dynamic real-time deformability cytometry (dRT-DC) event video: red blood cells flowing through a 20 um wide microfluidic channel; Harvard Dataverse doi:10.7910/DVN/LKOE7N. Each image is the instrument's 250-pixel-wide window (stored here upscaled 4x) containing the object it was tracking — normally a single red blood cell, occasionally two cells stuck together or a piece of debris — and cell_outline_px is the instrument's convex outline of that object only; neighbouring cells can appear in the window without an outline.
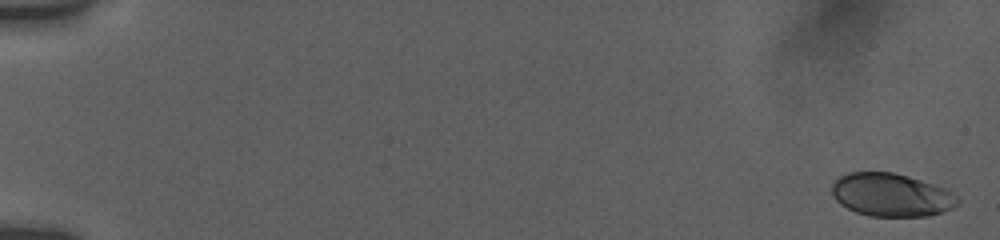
{"species": "human", "species_latin": "Homo sapiens", "temperature_condition": "room temperature", "stored_images_in_passage": 16, "camera_frame_rate_fps": 3000, "um_per_image_px": 0.085, "donor": {"sex": "female"}, "frame": {"image": 1, "passage_image": 1, "time_ms": 0.0, "image_size_px": [1000, 240], "cell_outline_px": [[960, 204], [952, 208], [928, 216], [868, 216], [856, 212], [840, 204], [832, 196], [832, 184], [840, 176], [848, 172], [892, 172], [908, 176], [944, 188], [956, 196], [960, 200]], "centroid_in_image_um": [75.74, 16.57], "position_along_channel_um": 9.3, "area_um2": 31.5}}
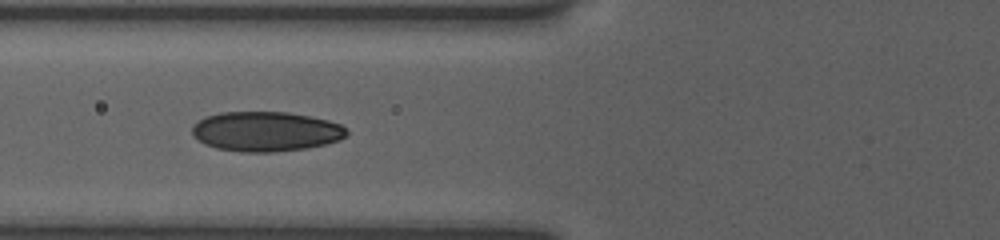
{"frame": {"image": 2, "passage_image": 12, "time_ms": 7.333, "image_size_px": [1000, 240], "cell_outline_px": [[348, 136], [340, 140], [308, 148], [272, 152], [244, 152], [216, 148], [204, 144], [192, 136], [192, 124], [208, 116], [220, 112], [288, 112], [312, 116], [328, 120], [340, 124], [348, 132]], "centroid_in_image_um": [22.6, 11.17], "position_along_channel_um": 103.2, "area_um2": 36.01}}
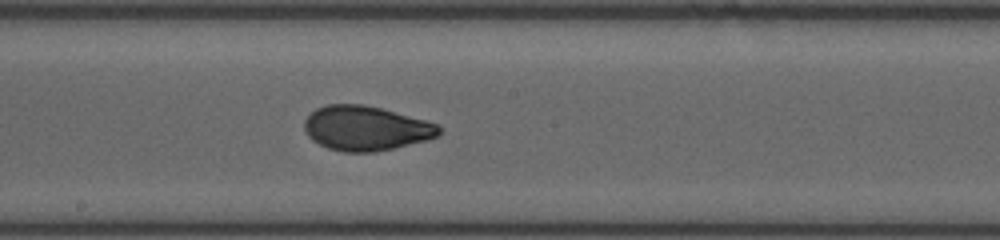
{"frame": {"image": 3, "passage_image": 16, "time_ms": 10.333, "image_size_px": [1000, 240], "cell_outline_px": [[440, 132], [436, 136], [428, 140], [392, 148], [372, 152], [344, 152], [328, 148], [312, 140], [308, 136], [304, 128], [304, 120], [316, 108], [328, 104], [364, 104], [380, 108], [440, 124]], "centroid_in_image_um": [31.08, 10.9], "position_along_channel_um": 217.1, "area_um2": 34.85}}